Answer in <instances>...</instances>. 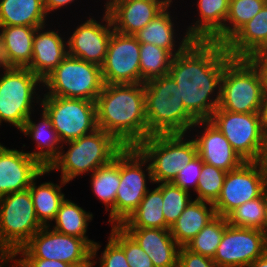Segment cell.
Segmentation results:
<instances>
[{"instance_id": "10", "label": "cell", "mask_w": 267, "mask_h": 267, "mask_svg": "<svg viewBox=\"0 0 267 267\" xmlns=\"http://www.w3.org/2000/svg\"><path fill=\"white\" fill-rule=\"evenodd\" d=\"M59 260L73 267H85L92 262V246L79 237L65 235L43 226L13 257Z\"/></svg>"}, {"instance_id": "34", "label": "cell", "mask_w": 267, "mask_h": 267, "mask_svg": "<svg viewBox=\"0 0 267 267\" xmlns=\"http://www.w3.org/2000/svg\"><path fill=\"white\" fill-rule=\"evenodd\" d=\"M173 55L151 43H140V83L168 75Z\"/></svg>"}, {"instance_id": "55", "label": "cell", "mask_w": 267, "mask_h": 267, "mask_svg": "<svg viewBox=\"0 0 267 267\" xmlns=\"http://www.w3.org/2000/svg\"><path fill=\"white\" fill-rule=\"evenodd\" d=\"M116 0H107L106 3H105V9L108 8L113 2H115Z\"/></svg>"}, {"instance_id": "9", "label": "cell", "mask_w": 267, "mask_h": 267, "mask_svg": "<svg viewBox=\"0 0 267 267\" xmlns=\"http://www.w3.org/2000/svg\"><path fill=\"white\" fill-rule=\"evenodd\" d=\"M42 227L29 188L0 197V244L12 255Z\"/></svg>"}, {"instance_id": "28", "label": "cell", "mask_w": 267, "mask_h": 267, "mask_svg": "<svg viewBox=\"0 0 267 267\" xmlns=\"http://www.w3.org/2000/svg\"><path fill=\"white\" fill-rule=\"evenodd\" d=\"M215 216L216 213L213 203L194 199L171 226L170 233L176 243L180 247H184Z\"/></svg>"}, {"instance_id": "24", "label": "cell", "mask_w": 267, "mask_h": 267, "mask_svg": "<svg viewBox=\"0 0 267 267\" xmlns=\"http://www.w3.org/2000/svg\"><path fill=\"white\" fill-rule=\"evenodd\" d=\"M224 45L232 58H251L255 53L267 50V3Z\"/></svg>"}, {"instance_id": "8", "label": "cell", "mask_w": 267, "mask_h": 267, "mask_svg": "<svg viewBox=\"0 0 267 267\" xmlns=\"http://www.w3.org/2000/svg\"><path fill=\"white\" fill-rule=\"evenodd\" d=\"M43 81L28 68L5 67L0 75V125L2 121L19 131L31 116L33 103L41 101L36 89ZM36 97V102L33 99ZM33 102V103H32Z\"/></svg>"}, {"instance_id": "41", "label": "cell", "mask_w": 267, "mask_h": 267, "mask_svg": "<svg viewBox=\"0 0 267 267\" xmlns=\"http://www.w3.org/2000/svg\"><path fill=\"white\" fill-rule=\"evenodd\" d=\"M203 161L199 155L188 162L183 169L178 173V176L172 182L175 186H178L184 190H191V188L196 191L198 181L200 179L201 169Z\"/></svg>"}, {"instance_id": "15", "label": "cell", "mask_w": 267, "mask_h": 267, "mask_svg": "<svg viewBox=\"0 0 267 267\" xmlns=\"http://www.w3.org/2000/svg\"><path fill=\"white\" fill-rule=\"evenodd\" d=\"M267 251V234L254 228L228 225L213 261L219 267H249Z\"/></svg>"}, {"instance_id": "12", "label": "cell", "mask_w": 267, "mask_h": 267, "mask_svg": "<svg viewBox=\"0 0 267 267\" xmlns=\"http://www.w3.org/2000/svg\"><path fill=\"white\" fill-rule=\"evenodd\" d=\"M43 97L39 105L51 119L62 144L98 129L96 102L55 96Z\"/></svg>"}, {"instance_id": "25", "label": "cell", "mask_w": 267, "mask_h": 267, "mask_svg": "<svg viewBox=\"0 0 267 267\" xmlns=\"http://www.w3.org/2000/svg\"><path fill=\"white\" fill-rule=\"evenodd\" d=\"M41 115L42 120L38 124L32 121L31 115L20 131L24 135L30 136L37 144L36 148L38 151L34 150L27 153L44 168H48L58 157L60 150L64 149V146L61 144L58 133L53 128L51 119L43 110Z\"/></svg>"}, {"instance_id": "19", "label": "cell", "mask_w": 267, "mask_h": 267, "mask_svg": "<svg viewBox=\"0 0 267 267\" xmlns=\"http://www.w3.org/2000/svg\"><path fill=\"white\" fill-rule=\"evenodd\" d=\"M193 127H203L204 129L202 132L200 131L199 134L201 135L197 133L195 134L197 138L194 137L197 154L204 163L229 172L240 167L245 162L212 122L199 120L196 121Z\"/></svg>"}, {"instance_id": "35", "label": "cell", "mask_w": 267, "mask_h": 267, "mask_svg": "<svg viewBox=\"0 0 267 267\" xmlns=\"http://www.w3.org/2000/svg\"><path fill=\"white\" fill-rule=\"evenodd\" d=\"M226 217L216 215L208 224L186 245L195 253L213 259L216 249L220 244L224 231L228 226Z\"/></svg>"}, {"instance_id": "44", "label": "cell", "mask_w": 267, "mask_h": 267, "mask_svg": "<svg viewBox=\"0 0 267 267\" xmlns=\"http://www.w3.org/2000/svg\"><path fill=\"white\" fill-rule=\"evenodd\" d=\"M16 267H73L72 265L59 261L39 258H17L13 257L12 262Z\"/></svg>"}, {"instance_id": "29", "label": "cell", "mask_w": 267, "mask_h": 267, "mask_svg": "<svg viewBox=\"0 0 267 267\" xmlns=\"http://www.w3.org/2000/svg\"><path fill=\"white\" fill-rule=\"evenodd\" d=\"M47 16L43 0H0V26L39 28Z\"/></svg>"}, {"instance_id": "43", "label": "cell", "mask_w": 267, "mask_h": 267, "mask_svg": "<svg viewBox=\"0 0 267 267\" xmlns=\"http://www.w3.org/2000/svg\"><path fill=\"white\" fill-rule=\"evenodd\" d=\"M178 267H219L212 258L190 251L186 246L180 247Z\"/></svg>"}, {"instance_id": "3", "label": "cell", "mask_w": 267, "mask_h": 267, "mask_svg": "<svg viewBox=\"0 0 267 267\" xmlns=\"http://www.w3.org/2000/svg\"><path fill=\"white\" fill-rule=\"evenodd\" d=\"M144 85L148 137L186 134L193 129L197 120L185 109L179 87L169 74L146 81Z\"/></svg>"}, {"instance_id": "26", "label": "cell", "mask_w": 267, "mask_h": 267, "mask_svg": "<svg viewBox=\"0 0 267 267\" xmlns=\"http://www.w3.org/2000/svg\"><path fill=\"white\" fill-rule=\"evenodd\" d=\"M6 67L27 68L32 61L36 27L0 26Z\"/></svg>"}, {"instance_id": "51", "label": "cell", "mask_w": 267, "mask_h": 267, "mask_svg": "<svg viewBox=\"0 0 267 267\" xmlns=\"http://www.w3.org/2000/svg\"><path fill=\"white\" fill-rule=\"evenodd\" d=\"M0 67L3 70L6 67L4 56H3V51H2V39L0 35Z\"/></svg>"}, {"instance_id": "49", "label": "cell", "mask_w": 267, "mask_h": 267, "mask_svg": "<svg viewBox=\"0 0 267 267\" xmlns=\"http://www.w3.org/2000/svg\"><path fill=\"white\" fill-rule=\"evenodd\" d=\"M249 267H267V251L252 262Z\"/></svg>"}, {"instance_id": "30", "label": "cell", "mask_w": 267, "mask_h": 267, "mask_svg": "<svg viewBox=\"0 0 267 267\" xmlns=\"http://www.w3.org/2000/svg\"><path fill=\"white\" fill-rule=\"evenodd\" d=\"M50 171L45 168L31 183L29 190L34 204L36 217L43 226H49V221H53L65 200V194L62 193V186H66V182L60 180V185L53 182H45L36 186L37 178L48 174Z\"/></svg>"}, {"instance_id": "21", "label": "cell", "mask_w": 267, "mask_h": 267, "mask_svg": "<svg viewBox=\"0 0 267 267\" xmlns=\"http://www.w3.org/2000/svg\"><path fill=\"white\" fill-rule=\"evenodd\" d=\"M46 25L36 28L33 40L32 61L27 67L42 81L68 55L67 42L53 30L46 31ZM66 43V44H65Z\"/></svg>"}, {"instance_id": "46", "label": "cell", "mask_w": 267, "mask_h": 267, "mask_svg": "<svg viewBox=\"0 0 267 267\" xmlns=\"http://www.w3.org/2000/svg\"><path fill=\"white\" fill-rule=\"evenodd\" d=\"M74 0H43V5L46 14H50L51 11L60 9L61 7L63 8L64 6L72 3Z\"/></svg>"}, {"instance_id": "37", "label": "cell", "mask_w": 267, "mask_h": 267, "mask_svg": "<svg viewBox=\"0 0 267 267\" xmlns=\"http://www.w3.org/2000/svg\"><path fill=\"white\" fill-rule=\"evenodd\" d=\"M265 192L258 198L247 201L233 210L226 218L228 224L239 228H254L264 231Z\"/></svg>"}, {"instance_id": "16", "label": "cell", "mask_w": 267, "mask_h": 267, "mask_svg": "<svg viewBox=\"0 0 267 267\" xmlns=\"http://www.w3.org/2000/svg\"><path fill=\"white\" fill-rule=\"evenodd\" d=\"M140 42L133 35L112 32L101 65L104 84L140 83Z\"/></svg>"}, {"instance_id": "32", "label": "cell", "mask_w": 267, "mask_h": 267, "mask_svg": "<svg viewBox=\"0 0 267 267\" xmlns=\"http://www.w3.org/2000/svg\"><path fill=\"white\" fill-rule=\"evenodd\" d=\"M162 191L157 186L145 194L139 206L120 224L122 228L170 229L163 215Z\"/></svg>"}, {"instance_id": "48", "label": "cell", "mask_w": 267, "mask_h": 267, "mask_svg": "<svg viewBox=\"0 0 267 267\" xmlns=\"http://www.w3.org/2000/svg\"><path fill=\"white\" fill-rule=\"evenodd\" d=\"M13 262V255L8 251H0V267H6V264Z\"/></svg>"}, {"instance_id": "38", "label": "cell", "mask_w": 267, "mask_h": 267, "mask_svg": "<svg viewBox=\"0 0 267 267\" xmlns=\"http://www.w3.org/2000/svg\"><path fill=\"white\" fill-rule=\"evenodd\" d=\"M158 187L162 191V211L165 222L171 228V226L177 221L179 216L192 201V198H190V191L175 186L172 182L159 183Z\"/></svg>"}, {"instance_id": "20", "label": "cell", "mask_w": 267, "mask_h": 267, "mask_svg": "<svg viewBox=\"0 0 267 267\" xmlns=\"http://www.w3.org/2000/svg\"><path fill=\"white\" fill-rule=\"evenodd\" d=\"M165 8L156 0H116L105 10L114 31L134 36Z\"/></svg>"}, {"instance_id": "39", "label": "cell", "mask_w": 267, "mask_h": 267, "mask_svg": "<svg viewBox=\"0 0 267 267\" xmlns=\"http://www.w3.org/2000/svg\"><path fill=\"white\" fill-rule=\"evenodd\" d=\"M227 172L203 162L195 200L214 203L220 195Z\"/></svg>"}, {"instance_id": "42", "label": "cell", "mask_w": 267, "mask_h": 267, "mask_svg": "<svg viewBox=\"0 0 267 267\" xmlns=\"http://www.w3.org/2000/svg\"><path fill=\"white\" fill-rule=\"evenodd\" d=\"M98 263L100 267H130L124 250L110 236Z\"/></svg>"}, {"instance_id": "36", "label": "cell", "mask_w": 267, "mask_h": 267, "mask_svg": "<svg viewBox=\"0 0 267 267\" xmlns=\"http://www.w3.org/2000/svg\"><path fill=\"white\" fill-rule=\"evenodd\" d=\"M266 3L267 0H230L225 22V43L256 16Z\"/></svg>"}, {"instance_id": "33", "label": "cell", "mask_w": 267, "mask_h": 267, "mask_svg": "<svg viewBox=\"0 0 267 267\" xmlns=\"http://www.w3.org/2000/svg\"><path fill=\"white\" fill-rule=\"evenodd\" d=\"M93 219V214L86 212L76 203L65 199L56 214V225L52 229L63 233L85 239L92 247L95 242L86 236L88 224Z\"/></svg>"}, {"instance_id": "18", "label": "cell", "mask_w": 267, "mask_h": 267, "mask_svg": "<svg viewBox=\"0 0 267 267\" xmlns=\"http://www.w3.org/2000/svg\"><path fill=\"white\" fill-rule=\"evenodd\" d=\"M44 169L27 152L3 146L0 150V197L28 189Z\"/></svg>"}, {"instance_id": "31", "label": "cell", "mask_w": 267, "mask_h": 267, "mask_svg": "<svg viewBox=\"0 0 267 267\" xmlns=\"http://www.w3.org/2000/svg\"><path fill=\"white\" fill-rule=\"evenodd\" d=\"M91 187L97 199L110 211L108 222L115 225V199L120 184V152L108 164L91 174Z\"/></svg>"}, {"instance_id": "4", "label": "cell", "mask_w": 267, "mask_h": 267, "mask_svg": "<svg viewBox=\"0 0 267 267\" xmlns=\"http://www.w3.org/2000/svg\"><path fill=\"white\" fill-rule=\"evenodd\" d=\"M64 144L69 146L67 151L61 149L58 157L47 169L50 172L60 169V178L66 183L108 164L124 148L111 134L99 128Z\"/></svg>"}, {"instance_id": "53", "label": "cell", "mask_w": 267, "mask_h": 267, "mask_svg": "<svg viewBox=\"0 0 267 267\" xmlns=\"http://www.w3.org/2000/svg\"><path fill=\"white\" fill-rule=\"evenodd\" d=\"M265 224H264V232L267 234V188L265 190Z\"/></svg>"}, {"instance_id": "54", "label": "cell", "mask_w": 267, "mask_h": 267, "mask_svg": "<svg viewBox=\"0 0 267 267\" xmlns=\"http://www.w3.org/2000/svg\"><path fill=\"white\" fill-rule=\"evenodd\" d=\"M158 2H160L162 5H164L165 7H171V3L173 2L172 0H156Z\"/></svg>"}, {"instance_id": "13", "label": "cell", "mask_w": 267, "mask_h": 267, "mask_svg": "<svg viewBox=\"0 0 267 267\" xmlns=\"http://www.w3.org/2000/svg\"><path fill=\"white\" fill-rule=\"evenodd\" d=\"M146 163L148 164V160L136 147H124L120 151V184L115 199V225L123 223L139 206L149 190L147 178L153 183L150 164L147 166ZM143 167H146L147 174Z\"/></svg>"}, {"instance_id": "5", "label": "cell", "mask_w": 267, "mask_h": 267, "mask_svg": "<svg viewBox=\"0 0 267 267\" xmlns=\"http://www.w3.org/2000/svg\"><path fill=\"white\" fill-rule=\"evenodd\" d=\"M259 68L250 58H232L221 77L218 108L234 113L259 112L264 92Z\"/></svg>"}, {"instance_id": "7", "label": "cell", "mask_w": 267, "mask_h": 267, "mask_svg": "<svg viewBox=\"0 0 267 267\" xmlns=\"http://www.w3.org/2000/svg\"><path fill=\"white\" fill-rule=\"evenodd\" d=\"M44 96L84 99L96 102L104 86L101 66L67 55L43 80Z\"/></svg>"}, {"instance_id": "11", "label": "cell", "mask_w": 267, "mask_h": 267, "mask_svg": "<svg viewBox=\"0 0 267 267\" xmlns=\"http://www.w3.org/2000/svg\"><path fill=\"white\" fill-rule=\"evenodd\" d=\"M212 122L244 161H261L267 137L259 112L234 113L216 108Z\"/></svg>"}, {"instance_id": "22", "label": "cell", "mask_w": 267, "mask_h": 267, "mask_svg": "<svg viewBox=\"0 0 267 267\" xmlns=\"http://www.w3.org/2000/svg\"><path fill=\"white\" fill-rule=\"evenodd\" d=\"M145 251L154 267H178L180 246L170 229L123 228Z\"/></svg>"}, {"instance_id": "56", "label": "cell", "mask_w": 267, "mask_h": 267, "mask_svg": "<svg viewBox=\"0 0 267 267\" xmlns=\"http://www.w3.org/2000/svg\"><path fill=\"white\" fill-rule=\"evenodd\" d=\"M0 251H7V250L0 244Z\"/></svg>"}, {"instance_id": "17", "label": "cell", "mask_w": 267, "mask_h": 267, "mask_svg": "<svg viewBox=\"0 0 267 267\" xmlns=\"http://www.w3.org/2000/svg\"><path fill=\"white\" fill-rule=\"evenodd\" d=\"M104 11L101 19L102 23L106 22L104 25L89 17L77 26L67 41L68 55L99 66L103 64L114 31L109 14Z\"/></svg>"}, {"instance_id": "23", "label": "cell", "mask_w": 267, "mask_h": 267, "mask_svg": "<svg viewBox=\"0 0 267 267\" xmlns=\"http://www.w3.org/2000/svg\"><path fill=\"white\" fill-rule=\"evenodd\" d=\"M230 0H198L199 19L186 30L193 40L225 44V22Z\"/></svg>"}, {"instance_id": "50", "label": "cell", "mask_w": 267, "mask_h": 267, "mask_svg": "<svg viewBox=\"0 0 267 267\" xmlns=\"http://www.w3.org/2000/svg\"><path fill=\"white\" fill-rule=\"evenodd\" d=\"M100 247H101V245L99 243L95 242L94 246L92 247V262L85 267H94L93 265H95L97 263V261L95 262L94 259L96 258L97 252L100 249Z\"/></svg>"}, {"instance_id": "6", "label": "cell", "mask_w": 267, "mask_h": 267, "mask_svg": "<svg viewBox=\"0 0 267 267\" xmlns=\"http://www.w3.org/2000/svg\"><path fill=\"white\" fill-rule=\"evenodd\" d=\"M186 136L150 135L136 146L150 164L153 184L173 182L179 171L198 155L195 140H187Z\"/></svg>"}, {"instance_id": "52", "label": "cell", "mask_w": 267, "mask_h": 267, "mask_svg": "<svg viewBox=\"0 0 267 267\" xmlns=\"http://www.w3.org/2000/svg\"><path fill=\"white\" fill-rule=\"evenodd\" d=\"M261 162L264 166L265 174L267 176V141H266V146H265V150H264V154H263Z\"/></svg>"}, {"instance_id": "14", "label": "cell", "mask_w": 267, "mask_h": 267, "mask_svg": "<svg viewBox=\"0 0 267 267\" xmlns=\"http://www.w3.org/2000/svg\"><path fill=\"white\" fill-rule=\"evenodd\" d=\"M267 188V176L261 161H245L227 172L223 187L213 203L216 215L227 217L247 201L260 197Z\"/></svg>"}, {"instance_id": "40", "label": "cell", "mask_w": 267, "mask_h": 267, "mask_svg": "<svg viewBox=\"0 0 267 267\" xmlns=\"http://www.w3.org/2000/svg\"><path fill=\"white\" fill-rule=\"evenodd\" d=\"M110 237L124 250L130 267H154L145 251L120 225H112Z\"/></svg>"}, {"instance_id": "47", "label": "cell", "mask_w": 267, "mask_h": 267, "mask_svg": "<svg viewBox=\"0 0 267 267\" xmlns=\"http://www.w3.org/2000/svg\"><path fill=\"white\" fill-rule=\"evenodd\" d=\"M259 114L264 134L267 137V89H265L263 92Z\"/></svg>"}, {"instance_id": "27", "label": "cell", "mask_w": 267, "mask_h": 267, "mask_svg": "<svg viewBox=\"0 0 267 267\" xmlns=\"http://www.w3.org/2000/svg\"><path fill=\"white\" fill-rule=\"evenodd\" d=\"M169 8L166 7L159 15L149 22L134 36L140 43H151L168 50L173 56L182 53L194 40L185 32L182 41L176 45V32ZM176 46L178 49L176 50Z\"/></svg>"}, {"instance_id": "45", "label": "cell", "mask_w": 267, "mask_h": 267, "mask_svg": "<svg viewBox=\"0 0 267 267\" xmlns=\"http://www.w3.org/2000/svg\"><path fill=\"white\" fill-rule=\"evenodd\" d=\"M250 59L259 68L263 78L264 89H267V50L255 53Z\"/></svg>"}, {"instance_id": "2", "label": "cell", "mask_w": 267, "mask_h": 267, "mask_svg": "<svg viewBox=\"0 0 267 267\" xmlns=\"http://www.w3.org/2000/svg\"><path fill=\"white\" fill-rule=\"evenodd\" d=\"M97 127L122 146L136 147L148 137L145 85L104 84L96 100Z\"/></svg>"}, {"instance_id": "1", "label": "cell", "mask_w": 267, "mask_h": 267, "mask_svg": "<svg viewBox=\"0 0 267 267\" xmlns=\"http://www.w3.org/2000/svg\"><path fill=\"white\" fill-rule=\"evenodd\" d=\"M231 59L224 44L202 40H194L173 57L168 74L179 87L185 109L197 121L209 120L218 108L221 77Z\"/></svg>"}]
</instances>
